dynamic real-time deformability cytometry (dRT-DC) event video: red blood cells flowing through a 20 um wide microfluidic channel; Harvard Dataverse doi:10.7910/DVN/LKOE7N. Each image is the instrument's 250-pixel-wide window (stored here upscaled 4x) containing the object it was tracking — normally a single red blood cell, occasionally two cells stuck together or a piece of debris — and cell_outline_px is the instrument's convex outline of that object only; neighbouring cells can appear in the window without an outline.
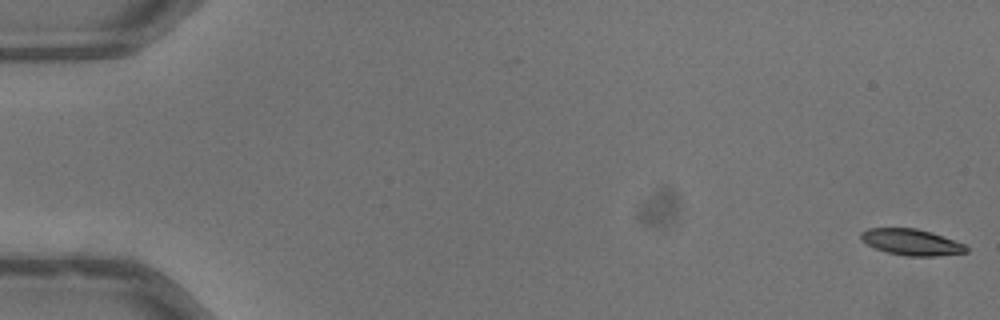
{"species": "common noctule bat (a hibernating species)", "species_latin": "Nyctalus noctula", "temperature_condition": "warm", "stored_images_in_passage": 53, "camera_frame_rate_fps": 3000, "um_per_image_px": 0.085, "animal": {"sex": "male", "body_mass_g": 13.3}, "frame": {"image": 1, "passage_image": 1, "time_ms": 0.0, "image_size_px": [1000, 320], "cell_outline_px": [[968, 252], [936, 256], [904, 256], [888, 252], [876, 248], [860, 240], [860, 232], [868, 228], [916, 228], [932, 232], [964, 244], [968, 248]], "centroid_in_image_um": [77.46, 20.58], "position_along_channel_um": 7.5, "area_um2": 16.07}}
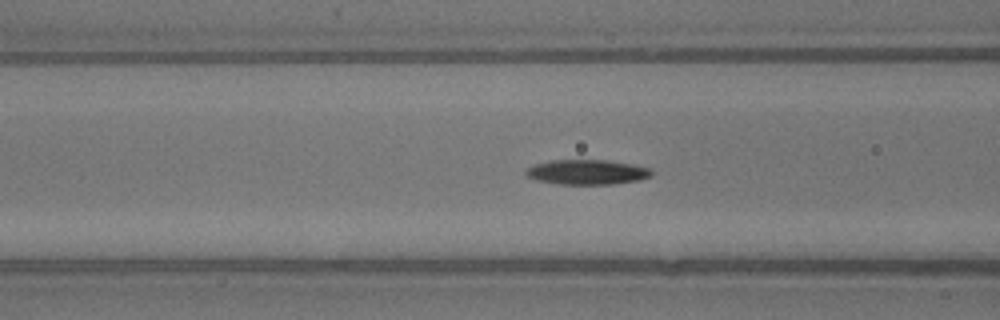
{"frame": {"image": 2, "passage_image": 22, "time_ms": 7.0, "image_size_px": [1000, 320], "cell_outline_px": [[652, 176], [640, 180], [612, 184], [556, 184], [536, 180], [528, 176], [524, 172], [528, 168], [536, 164], [552, 160], [608, 160], [632, 164], [648, 168], [652, 172]], "centroid_in_image_um": [49.91, 14.63], "position_along_channel_um": 116.7, "area_um2": 18.15}}
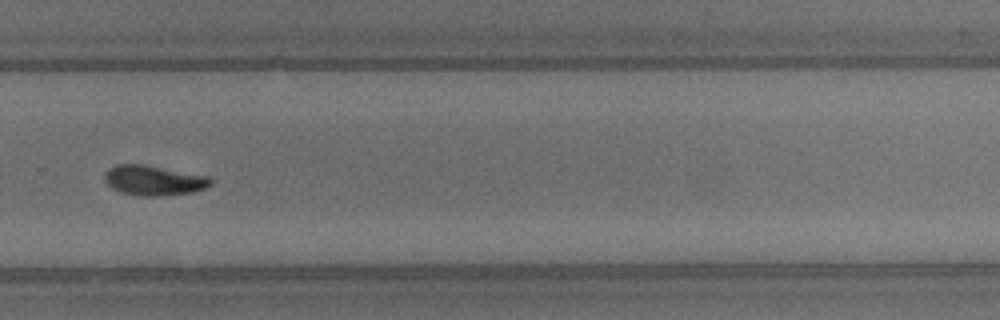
{"frame": {"image": 3, "passage_image": 37, "time_ms": 12.0, "image_size_px": [1000, 320], "cell_outline_px": [[212, 184], [204, 188], [192, 192], [160, 196], [140, 196], [120, 192], [112, 188], [104, 180], [104, 172], [116, 164], [144, 164], [208, 176], [212, 180]], "centroid_in_image_um": [13.04, 15.33], "position_along_channel_um": 316.8, "area_um2": 18.55}, "authors_computed_cell_mechanics": {"area_um2": 17.6868, "velocity_mm_per_s": 4.0074, "shape_relaxation_time_tau1_ms": 5.7757, "shape_relaxation_time_tau2_ms": 4.3696, "deformation_change_tau1": 0.1756, "deformation_change_tau2": 0.1018}}